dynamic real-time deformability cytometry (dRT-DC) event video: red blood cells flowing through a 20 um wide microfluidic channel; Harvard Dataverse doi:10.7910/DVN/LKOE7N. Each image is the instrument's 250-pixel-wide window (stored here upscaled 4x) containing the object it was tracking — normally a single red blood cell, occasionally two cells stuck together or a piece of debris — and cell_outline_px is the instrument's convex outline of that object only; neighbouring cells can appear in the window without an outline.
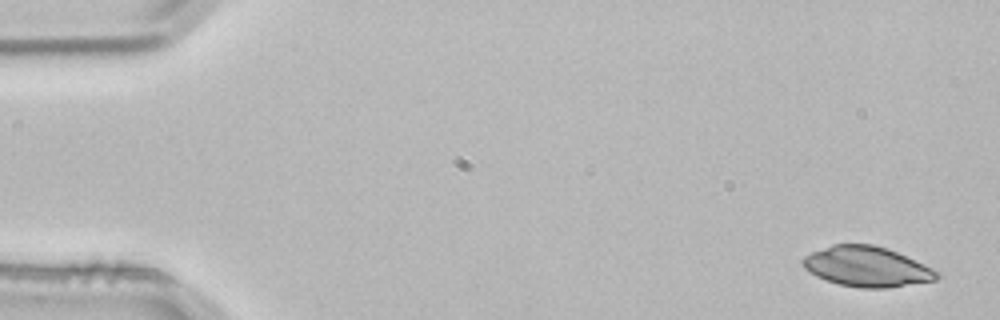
{"species": "common noctule bat (a hibernating species)", "species_latin": "Nyctalus noctula", "temperature_condition": "room temperature", "stored_images_in_passage": 4, "camera_frame_rate_fps": 3000, "um_per_image_px": 0.085, "animal": {"sex": "male", "body_mass_g": 21.5, "forearm_length_mm": 52.0}, "frame": {"image": 1, "passage_image": 1, "time_ms": 0.0, "image_size_px": [1000, 320], "cell_outline_px": [[940, 276], [936, 280], [888, 288], [860, 288], [840, 284], [816, 276], [808, 272], [804, 268], [800, 260], [804, 256], [812, 252], [832, 244], [872, 244], [896, 252], [932, 268], [940, 272]], "centroid_in_image_um": [73.66, 22.67], "position_along_channel_um": 11.3, "area_um2": 31.21}}